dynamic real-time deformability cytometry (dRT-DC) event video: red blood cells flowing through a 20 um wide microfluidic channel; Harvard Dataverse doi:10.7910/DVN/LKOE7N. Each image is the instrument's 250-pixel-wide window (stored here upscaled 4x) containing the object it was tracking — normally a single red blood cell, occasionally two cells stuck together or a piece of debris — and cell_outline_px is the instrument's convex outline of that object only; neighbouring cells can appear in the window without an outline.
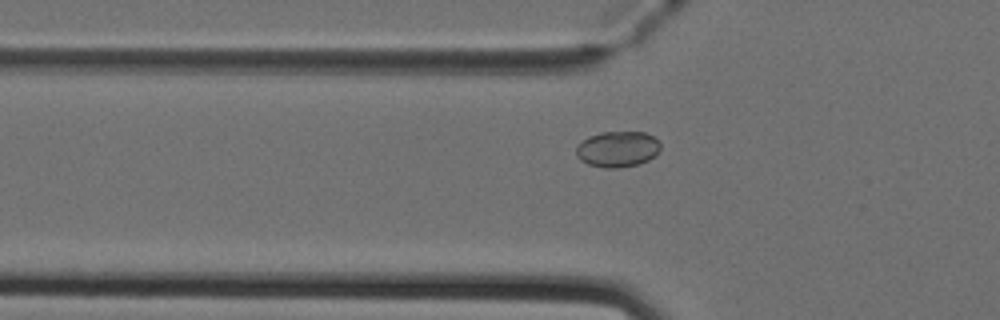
{"species": "Egyptian fruit bat (a non-hibernating species)", "species_latin": "Rousettus aegyptiacus", "temperature_condition": "cold", "stored_images_in_passage": 46, "camera_frame_rate_fps": 3000, "um_per_image_px": 0.085, "animal": {"sex": "female"}, "frame": {"image": 1, "passage_image": 17, "time_ms": 5.333, "image_size_px": [1000, 320], "cell_outline_px": [[660, 148], [656, 156], [640, 164], [620, 168], [604, 168], [588, 164], [580, 160], [576, 156], [576, 148], [588, 136], [600, 132], [644, 132], [652, 136], [660, 144]], "centroid_in_image_um": [52.49, 12.69], "position_along_channel_um": 73.3, "area_um2": 17.69}}
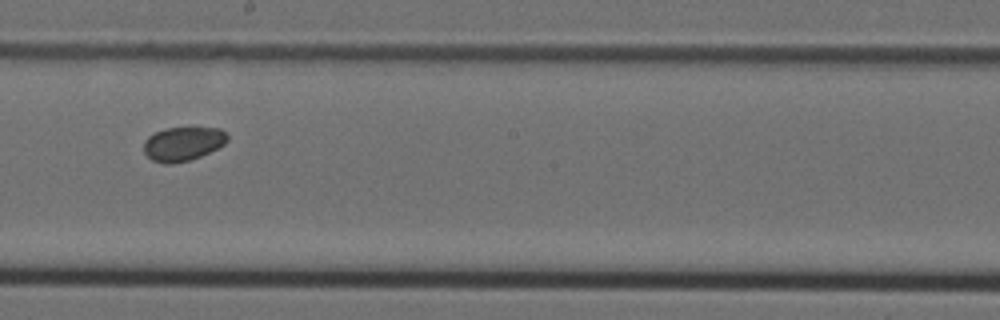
{"frame": {"image": 2, "passage_image": 29, "time_ms": 9.333, "image_size_px": [1000, 320], "cell_outline_px": [[228, 140], [224, 144], [200, 156], [188, 160], [172, 164], [164, 164], [152, 160], [144, 152], [144, 140], [148, 136], [156, 132], [168, 128], [220, 128], [228, 136]], "centroid_in_image_um": [15.53, 12.23], "position_along_channel_um": 232.7, "area_um2": 16.36}}
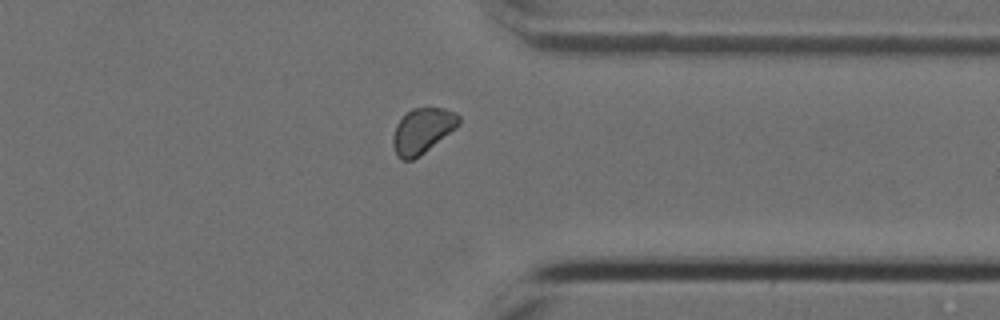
{"frame": {"image": 3, "passage_image": 40, "time_ms": 13.0, "image_size_px": [1000, 320], "cell_outline_px": [[460, 124], [456, 128], [420, 156], [412, 160], [400, 160], [396, 156], [392, 144], [392, 136], [396, 124], [412, 108], [444, 108], [456, 112], [460, 116]], "centroid_in_image_um": [35.9, 11.13], "position_along_channel_um": 375.5, "area_um2": 17.51}}